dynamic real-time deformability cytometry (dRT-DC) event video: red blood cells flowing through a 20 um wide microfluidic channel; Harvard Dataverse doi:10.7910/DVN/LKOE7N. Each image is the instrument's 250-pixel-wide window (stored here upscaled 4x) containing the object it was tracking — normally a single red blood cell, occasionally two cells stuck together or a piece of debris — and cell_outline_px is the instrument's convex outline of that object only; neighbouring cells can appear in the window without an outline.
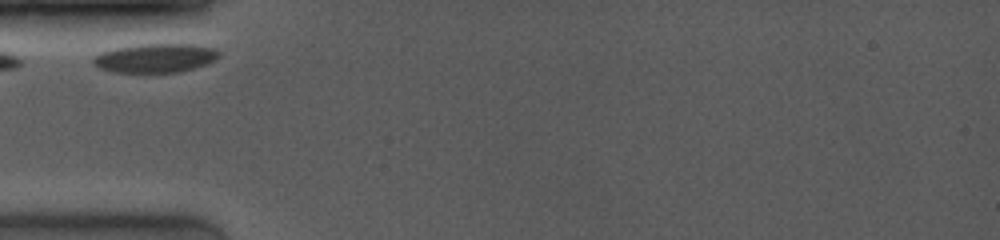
{"species": "common noctule bat (a hibernating species)", "species_latin": "Nyctalus noctula", "temperature_condition": "room temperature", "stored_images_in_passage": 49, "camera_frame_rate_fps": 4000, "um_per_image_px": 0.085, "animal": {"sex": "female", "body_mass_g": 19.0, "forearm_length_mm": 53.3}, "frame": {"image": 1, "passage_image": 1, "time_ms": 0.0, "image_size_px": [1000, 240], "cell_outline_px": [[220, 56], [216, 60], [208, 64], [180, 72], [112, 72], [100, 68], [92, 64], [92, 60], [96, 56], [104, 52], [116, 48], [140, 44], [192, 44], [216, 48], [220, 52]], "centroid_in_image_um": [13.27, 4.93], "position_along_channel_um": 71.7, "area_um2": 21.21}}